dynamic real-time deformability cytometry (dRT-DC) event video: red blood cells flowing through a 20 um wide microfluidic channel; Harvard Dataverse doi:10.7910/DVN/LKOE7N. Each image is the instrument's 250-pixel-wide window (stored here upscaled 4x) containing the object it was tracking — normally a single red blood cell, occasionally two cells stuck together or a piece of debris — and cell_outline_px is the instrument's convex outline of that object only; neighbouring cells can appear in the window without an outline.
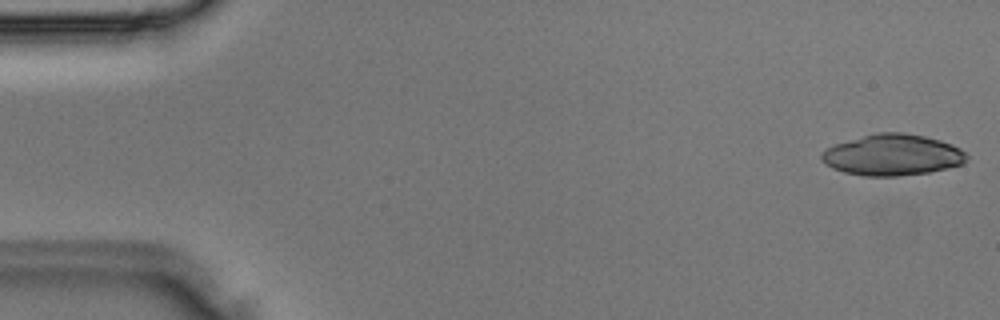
{"species": "Egyptian fruit bat (a non-hibernating species)", "species_latin": "Rousettus aegyptiacus", "temperature_condition": "room temperature", "stored_images_in_passage": 3, "camera_frame_rate_fps": 3000, "um_per_image_px": 0.085, "animal": {"sex": "male"}, "frame": {"image": 1, "passage_image": 1, "time_ms": 0.0, "image_size_px": [1000, 320], "cell_outline_px": [[968, 156], [964, 164], [948, 168], [928, 172], [896, 176], [864, 176], [844, 172], [832, 168], [824, 164], [820, 160], [820, 156], [828, 148], [836, 144], [876, 132], [904, 132], [924, 136], [940, 140], [952, 144], [960, 148]], "centroid_in_image_um": [75.87, 13.17], "position_along_channel_um": 9.1, "area_um2": 34.8}}